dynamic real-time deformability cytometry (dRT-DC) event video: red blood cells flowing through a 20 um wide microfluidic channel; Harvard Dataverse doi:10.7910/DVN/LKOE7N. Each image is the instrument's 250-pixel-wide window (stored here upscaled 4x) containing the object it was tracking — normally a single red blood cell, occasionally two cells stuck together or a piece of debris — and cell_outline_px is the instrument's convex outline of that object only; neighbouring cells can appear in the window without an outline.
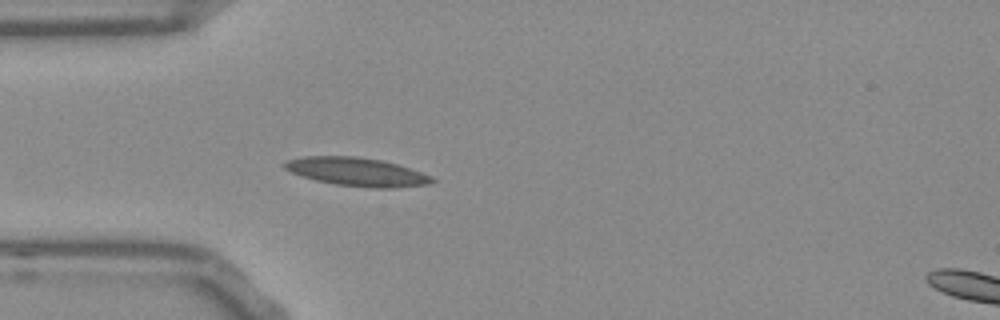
{"species": "Egyptian fruit bat (a non-hibernating species)", "species_latin": "Rousettus aegyptiacus", "temperature_condition": "room temperature", "stored_images_in_passage": 39, "camera_frame_rate_fps": 3000, "um_per_image_px": 0.085, "frame": {"image": 1, "passage_image": 1, "time_ms": 0.0, "image_size_px": [1000, 320], "cell_outline_px": [[436, 180], [428, 184], [392, 188], [368, 188], [336, 184], [316, 180], [292, 172], [284, 168], [280, 164], [288, 160], [304, 156], [356, 156], [380, 160], [396, 164], [432, 176]], "centroid_in_image_um": [30.32, 14.6], "position_along_channel_um": 54.7, "area_um2": 24.22}}
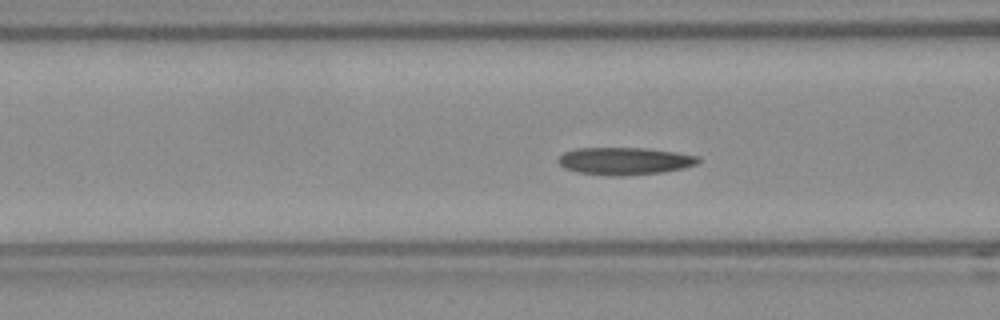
{"frame": {"image": 2, "passage_image": 6, "time_ms": 1.667, "image_size_px": [1000, 320], "cell_outline_px": [[700, 160], [696, 164], [684, 168], [664, 172], [620, 176], [612, 176], [576, 172], [564, 168], [556, 160], [564, 152], [576, 148], [644, 148], [676, 152], [700, 156]], "centroid_in_image_um": [53.09, 13.69], "position_along_channel_um": 113.5, "area_um2": 22.48}}
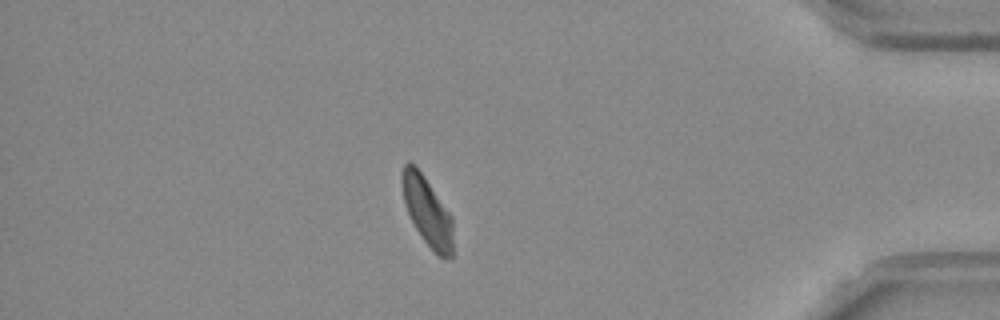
{"frame": {"image": 3, "passage_image": 32, "time_ms": 10.333, "image_size_px": [1000, 320], "cell_outline_px": [[452, 260], [440, 256], [424, 240], [416, 228], [404, 204], [400, 184], [400, 176], [404, 164], [408, 160], [424, 176], [452, 216]], "centroid_in_image_um": [36.29, 17.92], "position_along_channel_um": 398.9, "area_um2": 20.23}, "authors_computed_cell_mechanics": {"area_um2": 21.5016, "velocity_mm_per_s": 3.7736, "shape_relaxation_time_tau1_ms": 3.7602, "shape_relaxation_time_tau2_ms": 2.1395, "deformation_change_tau1": 0.1284, "deformation_change_tau2": 0.0841}}